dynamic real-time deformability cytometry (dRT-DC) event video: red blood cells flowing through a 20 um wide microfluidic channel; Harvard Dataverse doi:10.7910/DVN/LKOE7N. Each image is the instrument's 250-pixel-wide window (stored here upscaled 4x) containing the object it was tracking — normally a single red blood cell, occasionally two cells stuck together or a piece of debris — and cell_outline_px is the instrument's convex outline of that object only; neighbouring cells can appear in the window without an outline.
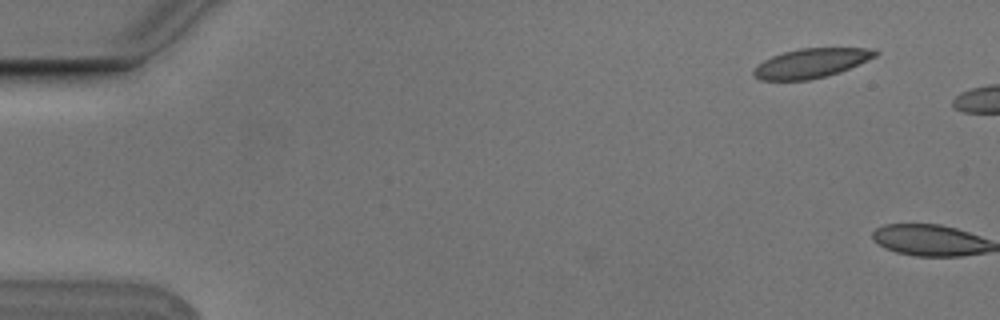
{"species": "Egyptian fruit bat (a non-hibernating species)", "species_latin": "Rousettus aegyptiacus", "temperature_condition": "cold", "stored_images_in_passage": 2, "camera_frame_rate_fps": 3000, "um_per_image_px": 0.085, "animal": {"sex": "male"}, "frame": {"image": 1, "passage_image": 1, "time_ms": 0.0, "image_size_px": [1000, 320], "cell_outline_px": [[880, 52], [876, 56], [868, 60], [840, 72], [808, 80], [760, 80], [752, 76], [752, 72], [756, 64], [772, 56], [784, 52], [800, 48], [868, 48]], "centroid_in_image_um": [68.91, 5.37], "position_along_channel_um": 16.1, "area_um2": 20.81}}